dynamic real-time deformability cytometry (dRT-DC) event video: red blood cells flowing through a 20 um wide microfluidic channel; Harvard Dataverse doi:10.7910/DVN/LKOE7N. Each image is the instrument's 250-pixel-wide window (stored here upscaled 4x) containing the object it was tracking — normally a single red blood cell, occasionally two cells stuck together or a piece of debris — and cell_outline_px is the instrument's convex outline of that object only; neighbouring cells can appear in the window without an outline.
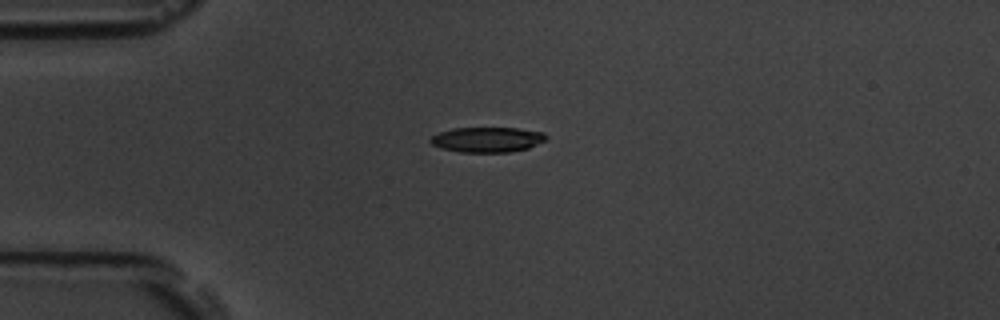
{"species": "common noctule bat (a hibernating species)", "species_latin": "Nyctalus noctula", "temperature_condition": "room temperature", "stored_images_in_passage": 41, "camera_frame_rate_fps": 3000, "um_per_image_px": 0.085, "animal": {"sex": "male", "body_mass_g": 19.5, "forearm_length_mm": 54.6}, "frame": {"image": 1, "passage_image": 1, "time_ms": 0.0, "image_size_px": [1000, 320], "cell_outline_px": [[548, 136], [544, 140], [528, 148], [508, 152], [460, 152], [440, 148], [432, 144], [428, 140], [432, 136], [440, 132], [452, 128], [516, 128], [544, 132]], "centroid_in_image_um": [41.39, 11.86], "position_along_channel_um": 43.6, "area_um2": 16.88}}
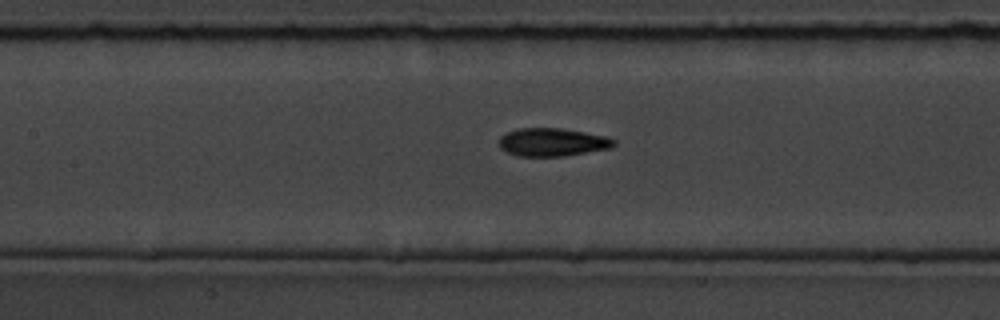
{"frame": {"image": 2, "passage_image": 12, "time_ms": 3.667, "image_size_px": [1000, 320], "cell_outline_px": [[616, 144], [612, 148], [560, 156], [516, 156], [500, 148], [500, 136], [516, 128], [560, 128], [584, 132], [604, 136], [616, 140]], "centroid_in_image_um": [46.95, 12.08], "position_along_channel_um": 160.5, "area_um2": 18.67}}
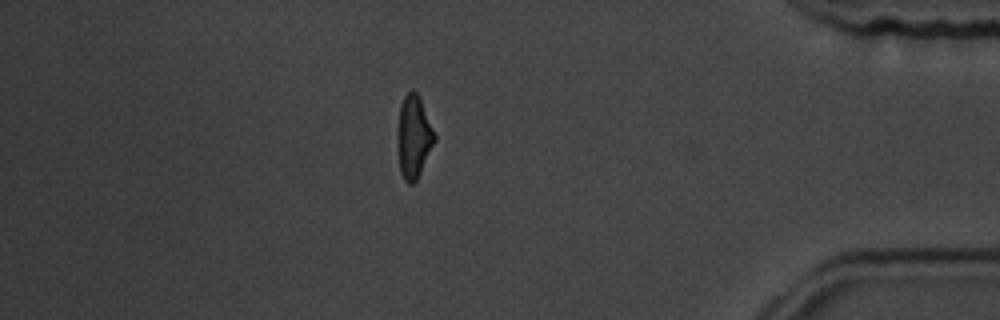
{"frame": {"image": 3, "passage_image": 34, "time_ms": 11.0, "image_size_px": [1000, 320], "cell_outline_px": [[436, 140], [416, 180], [412, 184], [408, 184], [404, 180], [400, 172], [400, 104], [404, 96], [412, 88], [416, 92], [420, 100], [436, 136]], "centroid_in_image_um": [35.2, 11.64], "position_along_channel_um": 400.0, "area_um2": 16.82}, "authors_computed_cell_mechanics": {"area_um2": 18.1492, "velocity_mm_per_s": 3.7918, "shape_relaxation_time_tau1_ms": 3.4217, "shape_relaxation_time_tau2_ms": 2.1367, "deformation_change_tau1": 0.1482, "deformation_change_tau2": 0.0767}}